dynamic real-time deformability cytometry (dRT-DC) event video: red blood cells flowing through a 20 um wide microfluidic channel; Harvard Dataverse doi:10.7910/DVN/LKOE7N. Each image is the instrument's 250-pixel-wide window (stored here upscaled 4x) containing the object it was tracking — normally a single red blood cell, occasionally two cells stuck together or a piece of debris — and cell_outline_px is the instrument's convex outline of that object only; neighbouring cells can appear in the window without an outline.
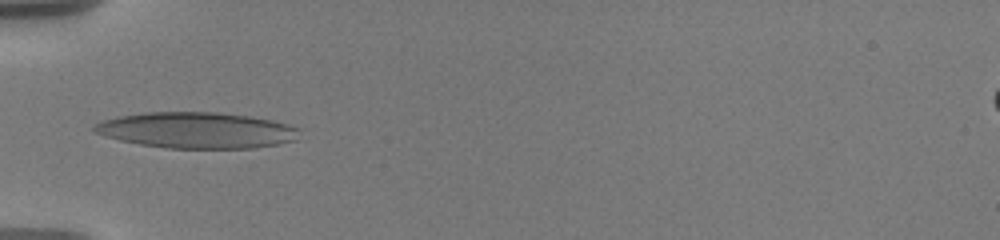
{"species": "human", "species_latin": "Homo sapiens", "temperature_condition": "warm", "stored_images_in_passage": 10, "camera_frame_rate_fps": 3000, "um_per_image_px": 0.085, "donor": {"sex": "male"}, "frame": {"image": 1, "passage_image": 6, "time_ms": 3.0, "image_size_px": [1000, 240], "cell_outline_px": [[300, 128], [296, 140], [280, 144], [252, 148], [168, 148], [140, 144], [120, 140], [104, 136], [92, 132], [92, 128], [100, 120], [120, 116], [144, 112], [220, 112], [248, 116], [272, 120], [288, 124]], "centroid_in_image_um": [16.71, 11.07], "position_along_channel_um": 68.3, "area_um2": 43.23}}
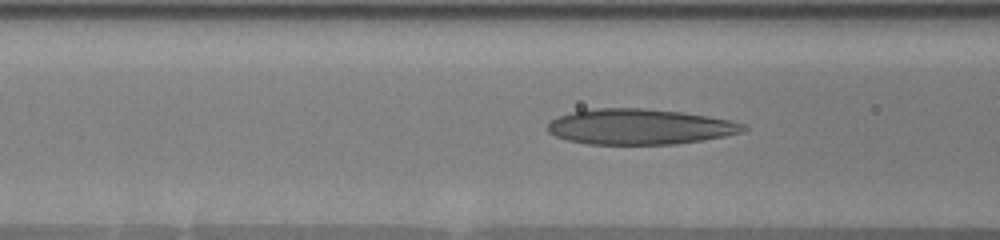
{"frame": {"image": 2, "passage_image": 9, "time_ms": 4.333, "image_size_px": [1000, 240], "cell_outline_px": [[748, 128], [740, 132], [724, 136], [704, 140], [676, 144], [588, 144], [568, 140], [556, 136], [548, 132], [548, 124], [552, 120], [560, 116], [572, 112], [592, 108], [644, 108], [680, 112], [708, 116], [732, 120], [744, 124]], "centroid_in_image_um": [54.39, 10.77], "position_along_channel_um": 112.2, "area_um2": 40.4}}